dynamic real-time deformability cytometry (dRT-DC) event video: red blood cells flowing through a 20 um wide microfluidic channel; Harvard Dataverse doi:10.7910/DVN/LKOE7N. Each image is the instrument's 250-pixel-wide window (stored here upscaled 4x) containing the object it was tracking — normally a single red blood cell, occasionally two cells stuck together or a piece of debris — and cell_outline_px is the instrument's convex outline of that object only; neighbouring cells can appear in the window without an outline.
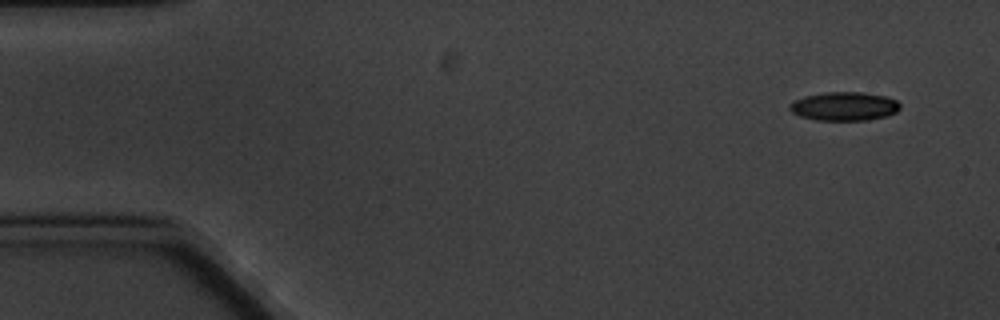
{"species": "common noctule bat (a hibernating species)", "species_latin": "Nyctalus noctula", "temperature_condition": "cold", "stored_images_in_passage": 6, "camera_frame_rate_fps": 3000, "um_per_image_px": 0.085, "animal": {"sex": "male", "body_mass_g": 20.1, "forearm_length_mm": 53.5}, "frame": {"image": 1, "passage_image": 1, "time_ms": 0.0, "image_size_px": [1000, 320], "cell_outline_px": [[900, 108], [896, 112], [884, 116], [868, 120], [816, 120], [800, 116], [792, 112], [788, 108], [788, 104], [804, 96], [824, 92], [864, 92], [884, 96], [896, 100], [900, 104]], "centroid_in_image_um": [71.74, 9.03], "position_along_channel_um": 13.3, "area_um2": 18.44}}
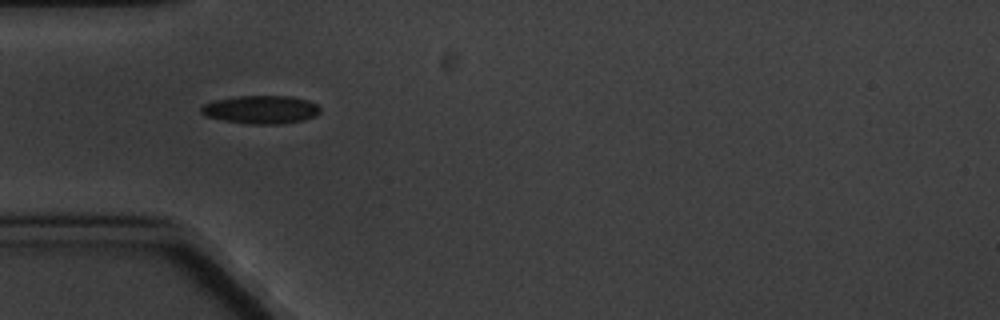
{"frame": {"image": 2, "passage_image": 5, "time_ms": 4.667, "image_size_px": [1000, 320], "cell_outline_px": [[320, 112], [316, 116], [304, 120], [276, 124], [252, 124], [224, 120], [204, 116], [200, 112], [200, 108], [204, 104], [216, 100], [240, 96], [288, 96], [308, 100], [316, 104], [320, 108]], "centroid_in_image_um": [22.19, 9.32], "position_along_channel_um": 62.8, "area_um2": 19.42}}